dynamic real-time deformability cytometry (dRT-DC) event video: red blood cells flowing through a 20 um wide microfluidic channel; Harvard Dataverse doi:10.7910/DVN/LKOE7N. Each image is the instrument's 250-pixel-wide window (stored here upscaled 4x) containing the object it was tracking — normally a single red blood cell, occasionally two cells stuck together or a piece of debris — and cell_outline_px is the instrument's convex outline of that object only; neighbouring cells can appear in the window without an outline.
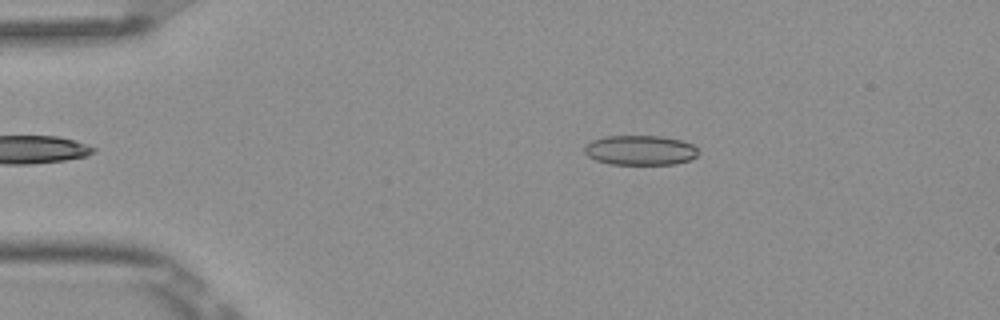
{"species": "Egyptian fruit bat (a non-hibernating species)", "species_latin": "Rousettus aegyptiacus", "temperature_condition": "room temperature", "stored_images_in_passage": 40, "camera_frame_rate_fps": 3000, "um_per_image_px": 0.085, "frame": {"image": 1, "passage_image": 5, "time_ms": 1.333, "image_size_px": [1000, 320], "cell_outline_px": [[696, 156], [688, 160], [676, 164], [608, 164], [596, 160], [588, 156], [584, 152], [584, 148], [592, 140], [608, 136], [660, 136], [680, 140], [692, 144], [696, 148]], "centroid_in_image_um": [54.39, 12.77], "position_along_channel_um": 30.6, "area_um2": 19.54}}
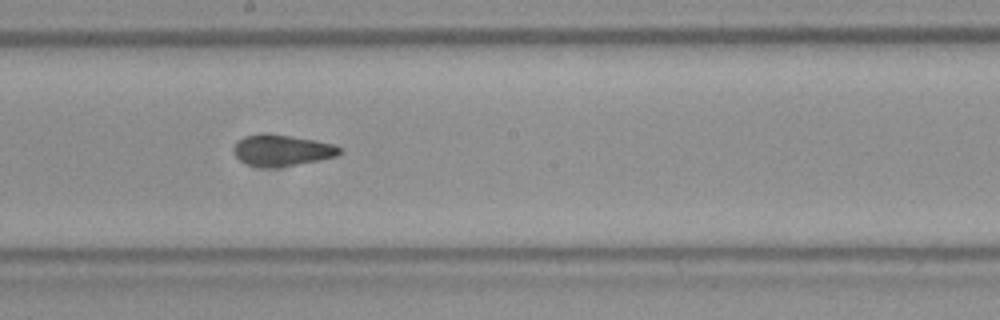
{"frame": {"image": 2, "passage_image": 24, "time_ms": 7.667, "image_size_px": [1000, 320], "cell_outline_px": [[344, 152], [336, 156], [276, 168], [264, 168], [248, 164], [240, 160], [232, 152], [232, 148], [236, 140], [244, 136], [288, 136], [316, 140], [336, 144], [344, 148]], "centroid_in_image_um": [23.99, 12.81], "position_along_channel_um": 224.2, "area_um2": 19.02}}
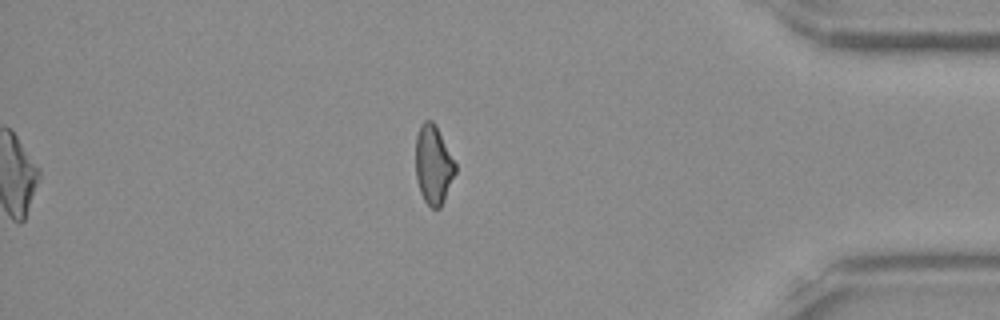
{"frame": {"image": 3, "passage_image": 40, "time_ms": 13.0, "image_size_px": [1000, 320], "cell_outline_px": [[456, 172], [444, 200], [440, 208], [432, 208], [424, 200], [420, 192], [416, 176], [416, 136], [420, 124], [424, 120], [432, 120], [436, 124], [456, 164]], "centroid_in_image_um": [36.84, 13.98], "position_along_channel_um": 398.4, "area_um2": 18.26}, "authors_computed_cell_mechanics": {"area_um2": 19.4208, "velocity_mm_per_s": 3.8912, "shape_relaxation_time_tau1_ms": null, "shape_relaxation_time_tau2_ms": 3.1211, "deformation_change_tau1": null, "deformation_change_tau2": 0.1086}}